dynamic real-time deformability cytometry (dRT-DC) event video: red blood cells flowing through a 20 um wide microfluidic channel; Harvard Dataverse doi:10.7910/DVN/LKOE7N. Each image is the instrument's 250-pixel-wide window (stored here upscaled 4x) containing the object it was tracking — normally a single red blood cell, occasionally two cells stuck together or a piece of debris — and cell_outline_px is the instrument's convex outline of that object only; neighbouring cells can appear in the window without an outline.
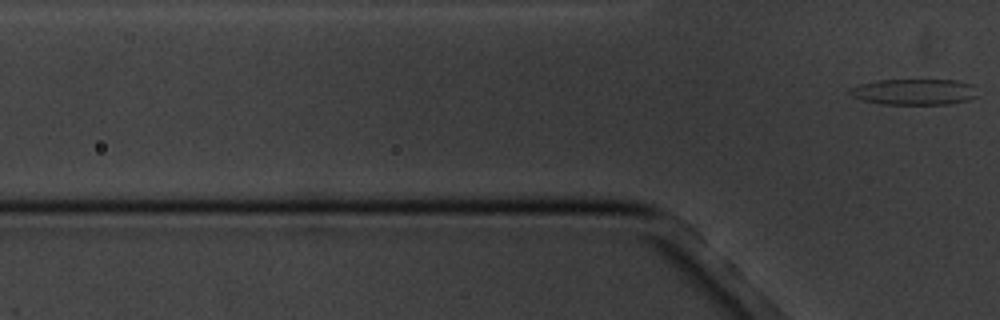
{"species": "common noctule bat (a hibernating species)", "species_latin": "Nyctalus noctula", "temperature_condition": "cold", "stored_images_in_passage": 5, "segment_of_instrument_passage": [2, 2], "camera_frame_rate_fps": 3000, "um_per_image_px": 0.085, "animal": {"sex": "male", "body_mass_g": 20.1, "forearm_length_mm": 53.5}, "frame": {"image": 1, "passage_image": 5, "time_ms": 4.667, "image_size_px": [1000, 320], "cell_outline_px": [[980, 96], [968, 100], [948, 104], [880, 104], [864, 100], [852, 96], [848, 92], [848, 88], [860, 84], [876, 80], [956, 80], [976, 84]], "centroid_in_image_um": [77.78, 7.8], "position_along_channel_um": 48.0, "area_um2": 19.71}}